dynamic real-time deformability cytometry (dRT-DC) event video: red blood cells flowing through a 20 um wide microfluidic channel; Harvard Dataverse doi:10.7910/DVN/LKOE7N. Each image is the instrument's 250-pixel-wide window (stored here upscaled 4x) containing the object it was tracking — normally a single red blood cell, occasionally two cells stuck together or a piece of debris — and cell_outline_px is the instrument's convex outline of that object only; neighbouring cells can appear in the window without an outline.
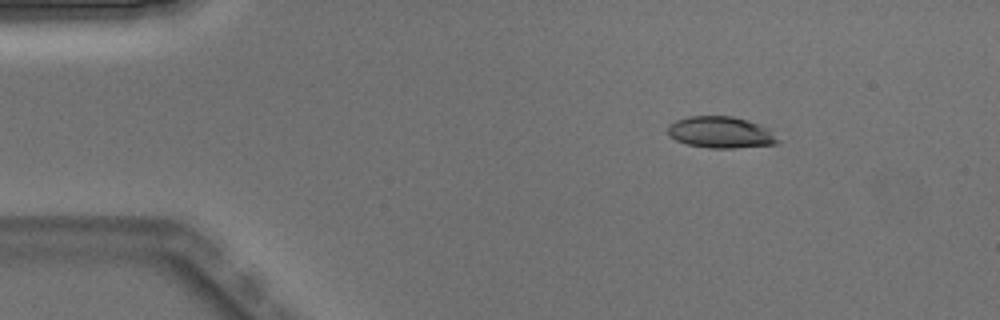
{"species": "Egyptian fruit bat (a non-hibernating species)", "species_latin": "Rousettus aegyptiacus", "temperature_condition": "warm", "stored_images_in_passage": 2, "camera_frame_rate_fps": 3000, "um_per_image_px": 0.085, "animal": {"sex": "male"}, "frame": {"image": 1, "passage_image": 1, "time_ms": 0.0, "image_size_px": [1000, 320], "cell_outline_px": [[780, 140], [776, 144], [736, 148], [708, 148], [688, 144], [676, 140], [668, 136], [668, 124], [676, 120], [688, 116], [732, 116], [748, 120], [760, 124], [768, 128]], "centroid_in_image_um": [61.26, 11.24], "position_along_channel_um": 23.7, "area_um2": 20.35}}